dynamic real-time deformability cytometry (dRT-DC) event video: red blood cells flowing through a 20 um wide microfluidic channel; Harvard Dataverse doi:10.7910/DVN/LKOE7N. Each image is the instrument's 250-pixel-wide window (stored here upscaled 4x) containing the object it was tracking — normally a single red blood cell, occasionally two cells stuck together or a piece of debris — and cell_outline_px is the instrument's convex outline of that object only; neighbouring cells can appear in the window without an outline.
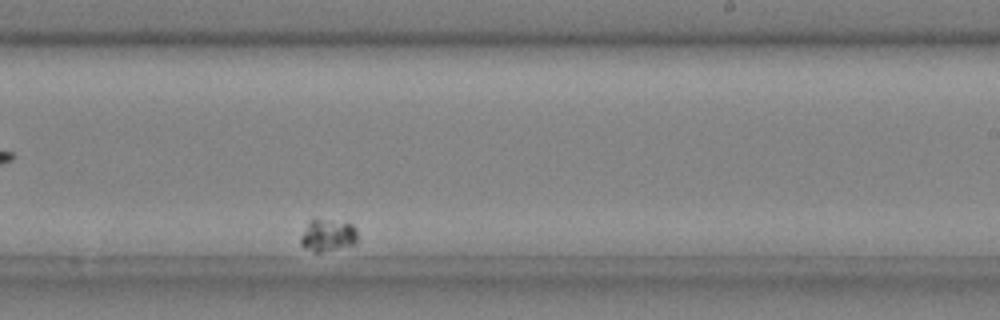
{"species": "common noctule bat (a hibernating species)", "species_latin": "Nyctalus noctula", "temperature_condition": "cold", "stored_images_in_passage": 29, "camera_frame_rate_fps": 3000, "um_per_image_px": 0.085, "animal": {"sex": "male", "body_mass_g": 20.4}, "frame": {"image": 1, "passage_image": 17, "time_ms": 5.333, "image_size_px": [1000, 320], "cell_outline_px": [[356, 244], [320, 252], [316, 252], [304, 248], [300, 244], [300, 236], [308, 224], [312, 220], [320, 220], [352, 224], [356, 228]], "centroid_in_image_um": [27.85, 20.04], "position_along_channel_um": 261.2, "area_um2": 10.29}}